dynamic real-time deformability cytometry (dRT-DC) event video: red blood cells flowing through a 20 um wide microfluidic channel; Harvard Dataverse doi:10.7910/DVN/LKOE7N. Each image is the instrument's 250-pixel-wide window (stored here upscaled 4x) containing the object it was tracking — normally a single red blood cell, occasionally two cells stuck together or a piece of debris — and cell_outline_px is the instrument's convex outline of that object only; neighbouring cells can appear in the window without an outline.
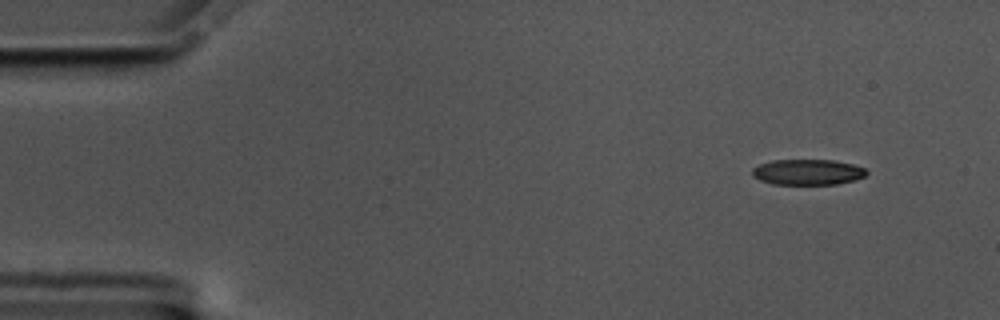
{"species": "common noctule bat (a hibernating species)", "species_latin": "Nyctalus noctula", "temperature_condition": "cold", "stored_images_in_passage": 13, "camera_frame_rate_fps": 3000, "um_per_image_px": 0.085, "animal": {"sex": "male", "body_mass_g": 17.5, "forearm_length_mm": 52.3}, "frame": {"image": 1, "passage_image": 1, "time_ms": 0.0, "image_size_px": [1000, 320], "cell_outline_px": [[868, 172], [864, 176], [852, 180], [836, 184], [772, 184], [760, 180], [752, 176], [752, 168], [760, 164], [772, 160], [832, 160], [852, 164], [864, 168]], "centroid_in_image_um": [68.61, 14.62], "position_along_channel_um": 16.4, "area_um2": 16.94}}